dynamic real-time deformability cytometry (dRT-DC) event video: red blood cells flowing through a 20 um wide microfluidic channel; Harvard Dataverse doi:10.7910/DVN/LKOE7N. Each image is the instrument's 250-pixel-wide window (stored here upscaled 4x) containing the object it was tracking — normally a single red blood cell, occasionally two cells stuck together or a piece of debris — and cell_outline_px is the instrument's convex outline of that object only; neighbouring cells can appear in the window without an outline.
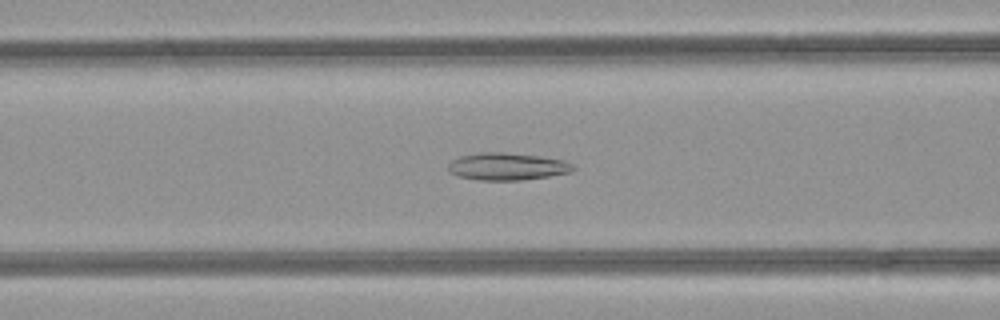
{"species": "common noctule bat (a hibernating species)", "species_latin": "Nyctalus noctula", "temperature_condition": "room temperature", "stored_images_in_passage": 46, "camera_frame_rate_fps": 3000, "um_per_image_px": 0.085, "animal": {"sex": "female", "body_mass_g": 21.9}, "frame": {"image": 1, "passage_image": 17, "time_ms": 5.333, "image_size_px": [1000, 320], "cell_outline_px": [[576, 168], [572, 172], [548, 176], [520, 180], [480, 180], [460, 176], [448, 172], [448, 164], [452, 160], [460, 156], [480, 152], [504, 152], [540, 156], [564, 160], [572, 164]], "centroid_in_image_um": [43.11, 14.14], "position_along_channel_um": 123.5, "area_um2": 19.88}}
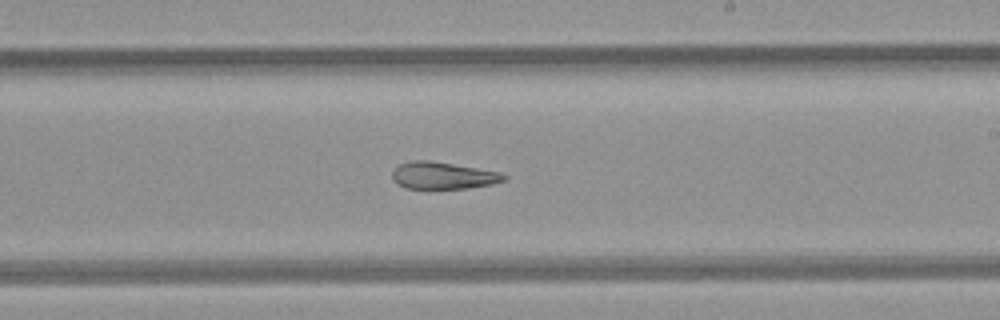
{"frame": {"image": 2, "passage_image": 26, "time_ms": 8.333, "image_size_px": [1000, 320], "cell_outline_px": [[508, 176], [504, 180], [492, 184], [468, 188], [408, 188], [396, 184], [392, 180], [392, 172], [400, 164], [412, 160], [428, 160], [500, 172]], "centroid_in_image_um": [37.63, 14.92], "position_along_channel_um": 251.4, "area_um2": 17.4}}
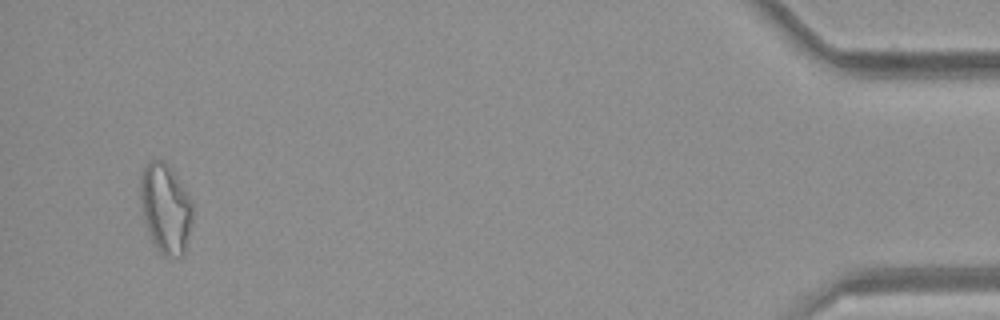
{"frame": {"image": 3, "passage_image": 44, "time_ms": 14.333, "image_size_px": [1000, 320], "cell_outline_px": [[192, 220], [188, 240], [184, 256], [168, 260], [160, 252], [152, 240], [148, 232], [144, 220], [140, 200], [140, 176], [148, 160], [164, 160], [192, 200]], "centroid_in_image_um": [14.07, 17.77], "position_along_channel_um": 421.1, "area_um2": 27.46}, "authors_computed_cell_mechanics": {"area_um2": 21.7039, "velocity_mm_per_s": 4.2593, "shape_relaxation_time_tau1_ms": null, "shape_relaxation_time_tau2_ms": 5.7686, "deformation_change_tau1": null, "deformation_change_tau2": 0.1461}}